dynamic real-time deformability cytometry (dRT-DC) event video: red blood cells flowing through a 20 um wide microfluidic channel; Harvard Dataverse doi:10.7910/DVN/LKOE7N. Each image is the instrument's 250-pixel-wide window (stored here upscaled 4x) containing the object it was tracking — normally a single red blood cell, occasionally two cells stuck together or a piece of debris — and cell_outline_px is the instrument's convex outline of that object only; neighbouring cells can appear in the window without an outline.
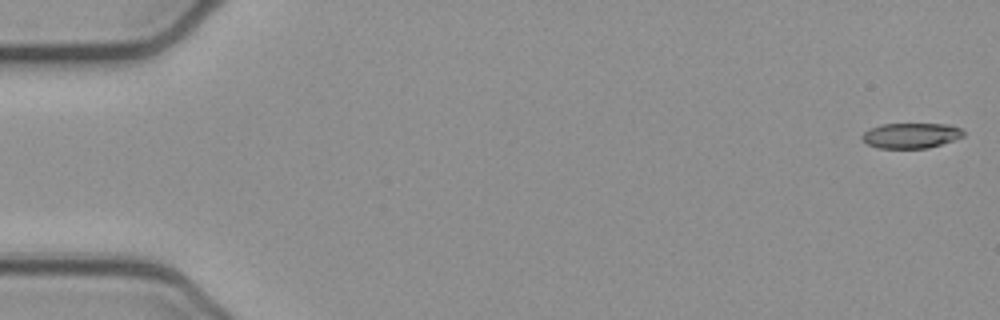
{"species": "common noctule bat (a hibernating species)", "species_latin": "Nyctalus noctula", "temperature_condition": "cold", "stored_images_in_passage": 14, "camera_frame_rate_fps": 3000, "um_per_image_px": 0.085, "animal": {"sex": "female", "body_mass_g": 21.9}, "frame": {"image": 1, "passage_image": 1, "time_ms": 0.0, "image_size_px": [1000, 320], "cell_outline_px": [[964, 136], [928, 148], [876, 148], [860, 140], [860, 136], [868, 128], [880, 124], [948, 124], [960, 128], [964, 132]], "centroid_in_image_um": [77.36, 11.51], "position_along_channel_um": 7.6, "area_um2": 15.03}}
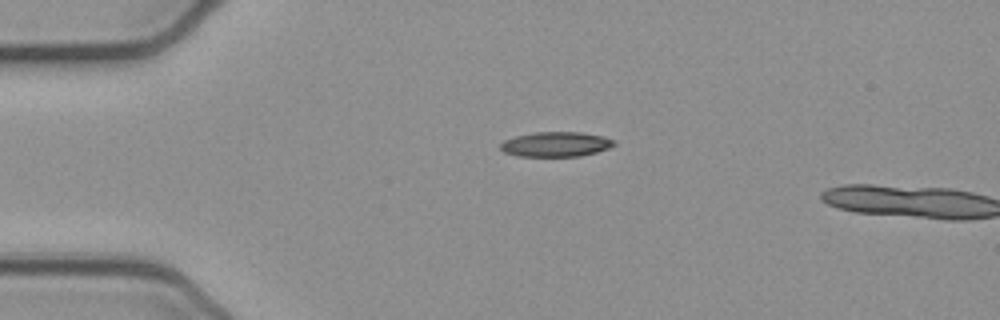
{"frame": {"image": 2, "passage_image": 12, "time_ms": 3.667, "image_size_px": [1000, 320], "cell_outline_px": [[616, 144], [608, 148], [596, 152], [580, 156], [516, 156], [504, 152], [500, 148], [500, 144], [504, 140], [516, 136], [536, 132], [580, 132], [604, 136], [616, 140]], "centroid_in_image_um": [47.26, 12.26], "position_along_channel_um": 37.7, "area_um2": 16.47}}